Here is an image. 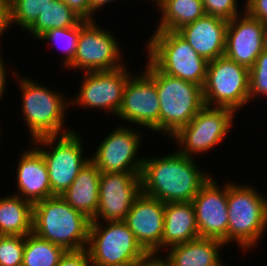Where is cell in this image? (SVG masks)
<instances>
[{"instance_id": "30bf717a", "label": "cell", "mask_w": 267, "mask_h": 266, "mask_svg": "<svg viewBox=\"0 0 267 266\" xmlns=\"http://www.w3.org/2000/svg\"><path fill=\"white\" fill-rule=\"evenodd\" d=\"M234 113L228 108L204 106L189 124L171 137L180 146L177 151L194 157L195 154H203L220 145L233 125Z\"/></svg>"}, {"instance_id": "d6986e66", "label": "cell", "mask_w": 267, "mask_h": 266, "mask_svg": "<svg viewBox=\"0 0 267 266\" xmlns=\"http://www.w3.org/2000/svg\"><path fill=\"white\" fill-rule=\"evenodd\" d=\"M16 174L18 192L15 191V195L32 205L51 197L47 165L35 145L20 155Z\"/></svg>"}, {"instance_id": "7c38bea8", "label": "cell", "mask_w": 267, "mask_h": 266, "mask_svg": "<svg viewBox=\"0 0 267 266\" xmlns=\"http://www.w3.org/2000/svg\"><path fill=\"white\" fill-rule=\"evenodd\" d=\"M130 74L126 65L109 71L85 72L79 92L70 104L82 108H99L117 115Z\"/></svg>"}, {"instance_id": "1f68e13d", "label": "cell", "mask_w": 267, "mask_h": 266, "mask_svg": "<svg viewBox=\"0 0 267 266\" xmlns=\"http://www.w3.org/2000/svg\"><path fill=\"white\" fill-rule=\"evenodd\" d=\"M237 0H202L205 15L215 16L227 21L232 20L237 15L238 11Z\"/></svg>"}, {"instance_id": "d590c367", "label": "cell", "mask_w": 267, "mask_h": 266, "mask_svg": "<svg viewBox=\"0 0 267 266\" xmlns=\"http://www.w3.org/2000/svg\"><path fill=\"white\" fill-rule=\"evenodd\" d=\"M9 27H11L9 4L0 0V38Z\"/></svg>"}, {"instance_id": "f546056e", "label": "cell", "mask_w": 267, "mask_h": 266, "mask_svg": "<svg viewBox=\"0 0 267 266\" xmlns=\"http://www.w3.org/2000/svg\"><path fill=\"white\" fill-rule=\"evenodd\" d=\"M25 236L0 235V266H22Z\"/></svg>"}, {"instance_id": "8992f818", "label": "cell", "mask_w": 267, "mask_h": 266, "mask_svg": "<svg viewBox=\"0 0 267 266\" xmlns=\"http://www.w3.org/2000/svg\"><path fill=\"white\" fill-rule=\"evenodd\" d=\"M255 189L251 185L228 182L227 244L237 241L243 251L254 249L267 228L264 196Z\"/></svg>"}, {"instance_id": "e0dca14e", "label": "cell", "mask_w": 267, "mask_h": 266, "mask_svg": "<svg viewBox=\"0 0 267 266\" xmlns=\"http://www.w3.org/2000/svg\"><path fill=\"white\" fill-rule=\"evenodd\" d=\"M265 28L266 24L243 10L228 21L224 56L250 69L265 49Z\"/></svg>"}, {"instance_id": "3957f363", "label": "cell", "mask_w": 267, "mask_h": 266, "mask_svg": "<svg viewBox=\"0 0 267 266\" xmlns=\"http://www.w3.org/2000/svg\"><path fill=\"white\" fill-rule=\"evenodd\" d=\"M144 73L155 83L160 102V132L174 136L205 106L203 88L164 74L147 60Z\"/></svg>"}, {"instance_id": "44dd1931", "label": "cell", "mask_w": 267, "mask_h": 266, "mask_svg": "<svg viewBox=\"0 0 267 266\" xmlns=\"http://www.w3.org/2000/svg\"><path fill=\"white\" fill-rule=\"evenodd\" d=\"M101 171L90 160L61 197L75 210L93 220L99 204Z\"/></svg>"}, {"instance_id": "f35d334b", "label": "cell", "mask_w": 267, "mask_h": 266, "mask_svg": "<svg viewBox=\"0 0 267 266\" xmlns=\"http://www.w3.org/2000/svg\"><path fill=\"white\" fill-rule=\"evenodd\" d=\"M113 1L116 0H90V7L94 12H97L99 8L101 9L103 6Z\"/></svg>"}, {"instance_id": "7402d4cb", "label": "cell", "mask_w": 267, "mask_h": 266, "mask_svg": "<svg viewBox=\"0 0 267 266\" xmlns=\"http://www.w3.org/2000/svg\"><path fill=\"white\" fill-rule=\"evenodd\" d=\"M197 238L199 231L192 201L165 203L162 248Z\"/></svg>"}, {"instance_id": "83f0119b", "label": "cell", "mask_w": 267, "mask_h": 266, "mask_svg": "<svg viewBox=\"0 0 267 266\" xmlns=\"http://www.w3.org/2000/svg\"><path fill=\"white\" fill-rule=\"evenodd\" d=\"M53 0H9L10 23L27 30Z\"/></svg>"}, {"instance_id": "cb8c5ba5", "label": "cell", "mask_w": 267, "mask_h": 266, "mask_svg": "<svg viewBox=\"0 0 267 266\" xmlns=\"http://www.w3.org/2000/svg\"><path fill=\"white\" fill-rule=\"evenodd\" d=\"M9 196V197H8ZM33 205L18 195L0 197V235L26 236L32 233Z\"/></svg>"}, {"instance_id": "ac0fdd59", "label": "cell", "mask_w": 267, "mask_h": 266, "mask_svg": "<svg viewBox=\"0 0 267 266\" xmlns=\"http://www.w3.org/2000/svg\"><path fill=\"white\" fill-rule=\"evenodd\" d=\"M165 203L141 193L134 201L125 223L148 254L162 249Z\"/></svg>"}, {"instance_id": "9a60e30c", "label": "cell", "mask_w": 267, "mask_h": 266, "mask_svg": "<svg viewBox=\"0 0 267 266\" xmlns=\"http://www.w3.org/2000/svg\"><path fill=\"white\" fill-rule=\"evenodd\" d=\"M137 126L160 132V102L155 83L142 71L131 76L124 89L123 100L117 115ZM130 122V123H129Z\"/></svg>"}, {"instance_id": "4316f807", "label": "cell", "mask_w": 267, "mask_h": 266, "mask_svg": "<svg viewBox=\"0 0 267 266\" xmlns=\"http://www.w3.org/2000/svg\"><path fill=\"white\" fill-rule=\"evenodd\" d=\"M66 250L31 233L25 236L22 266H58Z\"/></svg>"}, {"instance_id": "4dcf8cb0", "label": "cell", "mask_w": 267, "mask_h": 266, "mask_svg": "<svg viewBox=\"0 0 267 266\" xmlns=\"http://www.w3.org/2000/svg\"><path fill=\"white\" fill-rule=\"evenodd\" d=\"M250 100L260 95L267 96V49L258 56L255 64L249 69Z\"/></svg>"}, {"instance_id": "603a6c76", "label": "cell", "mask_w": 267, "mask_h": 266, "mask_svg": "<svg viewBox=\"0 0 267 266\" xmlns=\"http://www.w3.org/2000/svg\"><path fill=\"white\" fill-rule=\"evenodd\" d=\"M224 245L218 239L199 237L170 246L164 259L170 266H224L219 253Z\"/></svg>"}, {"instance_id": "8fae6325", "label": "cell", "mask_w": 267, "mask_h": 266, "mask_svg": "<svg viewBox=\"0 0 267 266\" xmlns=\"http://www.w3.org/2000/svg\"><path fill=\"white\" fill-rule=\"evenodd\" d=\"M93 20L80 22V36L73 61L67 69H83L84 72L109 71L124 66L119 41L107 29ZM122 55V56H121ZM122 57V58H121Z\"/></svg>"}, {"instance_id": "836d02e7", "label": "cell", "mask_w": 267, "mask_h": 266, "mask_svg": "<svg viewBox=\"0 0 267 266\" xmlns=\"http://www.w3.org/2000/svg\"><path fill=\"white\" fill-rule=\"evenodd\" d=\"M243 9L252 17L267 24V0H245Z\"/></svg>"}, {"instance_id": "5bb4252c", "label": "cell", "mask_w": 267, "mask_h": 266, "mask_svg": "<svg viewBox=\"0 0 267 266\" xmlns=\"http://www.w3.org/2000/svg\"><path fill=\"white\" fill-rule=\"evenodd\" d=\"M141 193V173H101L98 210L91 221H125Z\"/></svg>"}, {"instance_id": "6da1fadb", "label": "cell", "mask_w": 267, "mask_h": 266, "mask_svg": "<svg viewBox=\"0 0 267 266\" xmlns=\"http://www.w3.org/2000/svg\"><path fill=\"white\" fill-rule=\"evenodd\" d=\"M193 157L174 153L144 158L141 171L142 193L164 203L192 201L211 177Z\"/></svg>"}, {"instance_id": "277c9868", "label": "cell", "mask_w": 267, "mask_h": 266, "mask_svg": "<svg viewBox=\"0 0 267 266\" xmlns=\"http://www.w3.org/2000/svg\"><path fill=\"white\" fill-rule=\"evenodd\" d=\"M12 74L18 80L22 92L20 109L31 133V141L43 136L63 135L73 131L71 128L63 129L66 110L70 105L68 98H64L66 95L62 96L59 91L48 89L47 86L40 85L30 78H20L19 75Z\"/></svg>"}, {"instance_id": "ffe728a7", "label": "cell", "mask_w": 267, "mask_h": 266, "mask_svg": "<svg viewBox=\"0 0 267 266\" xmlns=\"http://www.w3.org/2000/svg\"><path fill=\"white\" fill-rule=\"evenodd\" d=\"M228 21L204 15L177 32L207 61L224 56Z\"/></svg>"}, {"instance_id": "5b68a950", "label": "cell", "mask_w": 267, "mask_h": 266, "mask_svg": "<svg viewBox=\"0 0 267 266\" xmlns=\"http://www.w3.org/2000/svg\"><path fill=\"white\" fill-rule=\"evenodd\" d=\"M146 45L148 60L162 73L203 88L208 61L177 31L156 30Z\"/></svg>"}, {"instance_id": "e575fe53", "label": "cell", "mask_w": 267, "mask_h": 266, "mask_svg": "<svg viewBox=\"0 0 267 266\" xmlns=\"http://www.w3.org/2000/svg\"><path fill=\"white\" fill-rule=\"evenodd\" d=\"M85 20H93L95 13L90 7V0H62Z\"/></svg>"}, {"instance_id": "ab89813d", "label": "cell", "mask_w": 267, "mask_h": 266, "mask_svg": "<svg viewBox=\"0 0 267 266\" xmlns=\"http://www.w3.org/2000/svg\"><path fill=\"white\" fill-rule=\"evenodd\" d=\"M265 49H267V24L265 28Z\"/></svg>"}, {"instance_id": "9c48e42d", "label": "cell", "mask_w": 267, "mask_h": 266, "mask_svg": "<svg viewBox=\"0 0 267 266\" xmlns=\"http://www.w3.org/2000/svg\"><path fill=\"white\" fill-rule=\"evenodd\" d=\"M249 82V69L226 56L208 61L203 86L205 106L228 108L236 114L250 101Z\"/></svg>"}, {"instance_id": "d6a6232c", "label": "cell", "mask_w": 267, "mask_h": 266, "mask_svg": "<svg viewBox=\"0 0 267 266\" xmlns=\"http://www.w3.org/2000/svg\"><path fill=\"white\" fill-rule=\"evenodd\" d=\"M58 266H92L87 249L66 251Z\"/></svg>"}, {"instance_id": "7a4b0ae2", "label": "cell", "mask_w": 267, "mask_h": 266, "mask_svg": "<svg viewBox=\"0 0 267 266\" xmlns=\"http://www.w3.org/2000/svg\"><path fill=\"white\" fill-rule=\"evenodd\" d=\"M90 222L59 195L33 204L32 233L66 251L87 248Z\"/></svg>"}, {"instance_id": "2e32d148", "label": "cell", "mask_w": 267, "mask_h": 266, "mask_svg": "<svg viewBox=\"0 0 267 266\" xmlns=\"http://www.w3.org/2000/svg\"><path fill=\"white\" fill-rule=\"evenodd\" d=\"M210 177L192 200L196 224L200 238L218 239L227 245L228 219L227 195L228 183L219 186Z\"/></svg>"}, {"instance_id": "52a82bcc", "label": "cell", "mask_w": 267, "mask_h": 266, "mask_svg": "<svg viewBox=\"0 0 267 266\" xmlns=\"http://www.w3.org/2000/svg\"><path fill=\"white\" fill-rule=\"evenodd\" d=\"M101 224L90 222L86 249L92 266H134L148 255L124 221Z\"/></svg>"}, {"instance_id": "f1b7e54d", "label": "cell", "mask_w": 267, "mask_h": 266, "mask_svg": "<svg viewBox=\"0 0 267 266\" xmlns=\"http://www.w3.org/2000/svg\"><path fill=\"white\" fill-rule=\"evenodd\" d=\"M79 36L80 23L73 27L50 29L38 39L43 41L46 40L47 42L49 40L53 42V45L58 44L57 48H61L62 52H64L65 56L62 60H64V68H67L74 59Z\"/></svg>"}, {"instance_id": "484cf974", "label": "cell", "mask_w": 267, "mask_h": 266, "mask_svg": "<svg viewBox=\"0 0 267 266\" xmlns=\"http://www.w3.org/2000/svg\"><path fill=\"white\" fill-rule=\"evenodd\" d=\"M83 18L62 0H53L27 29L33 38H39L54 28H68L78 25Z\"/></svg>"}, {"instance_id": "ba28073f", "label": "cell", "mask_w": 267, "mask_h": 266, "mask_svg": "<svg viewBox=\"0 0 267 266\" xmlns=\"http://www.w3.org/2000/svg\"><path fill=\"white\" fill-rule=\"evenodd\" d=\"M32 142L37 144L35 148L46 162L51 196H61L76 179L79 171L90 161V157L83 156L84 147L80 134L71 131L63 135L43 136ZM40 145L48 149H43Z\"/></svg>"}, {"instance_id": "d4e9b609", "label": "cell", "mask_w": 267, "mask_h": 266, "mask_svg": "<svg viewBox=\"0 0 267 266\" xmlns=\"http://www.w3.org/2000/svg\"><path fill=\"white\" fill-rule=\"evenodd\" d=\"M160 9L156 30L178 31L205 15L202 0H153Z\"/></svg>"}, {"instance_id": "60d3db41", "label": "cell", "mask_w": 267, "mask_h": 266, "mask_svg": "<svg viewBox=\"0 0 267 266\" xmlns=\"http://www.w3.org/2000/svg\"><path fill=\"white\" fill-rule=\"evenodd\" d=\"M264 205H265V213L267 216V198L266 197H264Z\"/></svg>"}, {"instance_id": "74e56055", "label": "cell", "mask_w": 267, "mask_h": 266, "mask_svg": "<svg viewBox=\"0 0 267 266\" xmlns=\"http://www.w3.org/2000/svg\"><path fill=\"white\" fill-rule=\"evenodd\" d=\"M5 66V61L3 60V57L0 52V99H2L1 97H3L2 95L4 94L5 88L7 86L6 83L8 78V71Z\"/></svg>"}, {"instance_id": "4fadbf2b", "label": "cell", "mask_w": 267, "mask_h": 266, "mask_svg": "<svg viewBox=\"0 0 267 266\" xmlns=\"http://www.w3.org/2000/svg\"><path fill=\"white\" fill-rule=\"evenodd\" d=\"M141 133L134 128L120 125L105 137L96 148L90 160L101 173H141L144 157L137 158ZM141 143V144H140Z\"/></svg>"}, {"instance_id": "8d00e7d4", "label": "cell", "mask_w": 267, "mask_h": 266, "mask_svg": "<svg viewBox=\"0 0 267 266\" xmlns=\"http://www.w3.org/2000/svg\"><path fill=\"white\" fill-rule=\"evenodd\" d=\"M156 255L157 254H148L134 266H170V264L163 257H157Z\"/></svg>"}]
</instances>
